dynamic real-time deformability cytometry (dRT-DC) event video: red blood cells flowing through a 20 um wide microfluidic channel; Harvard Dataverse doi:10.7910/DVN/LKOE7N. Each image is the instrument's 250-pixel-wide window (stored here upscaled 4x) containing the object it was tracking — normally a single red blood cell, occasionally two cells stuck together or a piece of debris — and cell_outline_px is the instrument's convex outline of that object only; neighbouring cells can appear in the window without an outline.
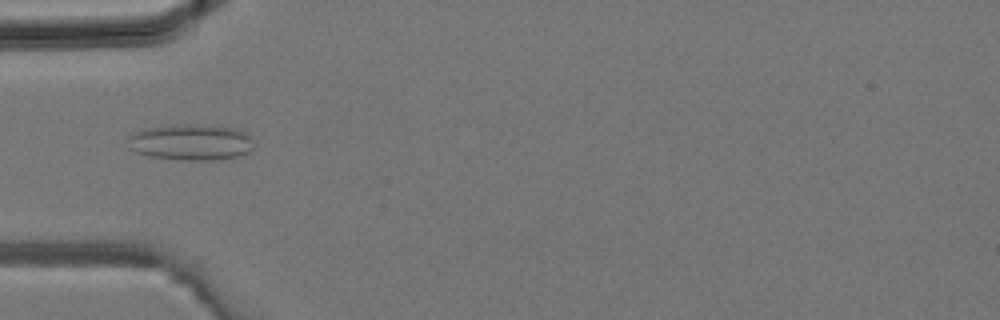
{"species": "common noctule bat (a hibernating species)", "species_latin": "Nyctalus noctula", "temperature_condition": "room temperature", "stored_images_in_passage": 4, "camera_frame_rate_fps": 3000, "um_per_image_px": 0.085, "animal": {"sex": "male", "body_mass_g": 19.2, "forearm_length_mm": 51.8}, "frame": {"image": 1, "passage_image": 4, "time_ms": 1.0, "image_size_px": [1000, 320], "cell_outline_px": [[252, 148], [248, 152], [240, 156], [212, 160], [188, 160], [148, 156], [136, 152], [128, 148], [128, 136], [132, 132], [144, 128], [184, 124], [212, 124], [232, 128], [244, 132], [252, 136]], "centroid_in_image_um": [16.2, 12.07], "position_along_channel_um": 68.8, "area_um2": 26.76}}